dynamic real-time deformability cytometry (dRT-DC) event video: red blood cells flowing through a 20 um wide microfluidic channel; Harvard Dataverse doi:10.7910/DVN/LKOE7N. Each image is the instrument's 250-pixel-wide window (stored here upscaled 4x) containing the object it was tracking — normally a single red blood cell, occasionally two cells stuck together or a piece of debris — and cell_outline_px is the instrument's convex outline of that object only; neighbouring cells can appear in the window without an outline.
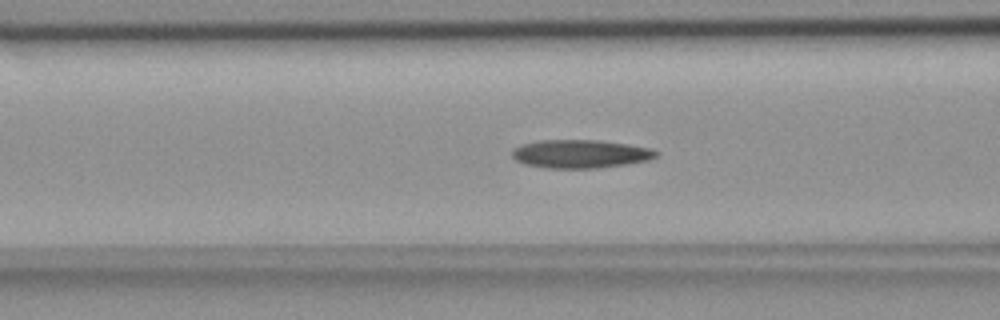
{"species": "common noctule bat (a hibernating species)", "species_latin": "Nyctalus noctula", "temperature_condition": "room temperature", "stored_images_in_passage": 56, "camera_frame_rate_fps": 3000, "um_per_image_px": 0.085, "animal": {"sex": "female", "body_mass_g": 18.4}, "frame": {"image": 1, "passage_image": 21, "time_ms": 6.667, "image_size_px": [1000, 320], "cell_outline_px": [[660, 152], [656, 156], [648, 160], [628, 164], [596, 168], [548, 168], [524, 164], [516, 160], [512, 156], [512, 148], [524, 144], [540, 140], [600, 140], [628, 144], [648, 148]], "centroid_in_image_um": [49.33, 13.08], "position_along_channel_um": 117.3, "area_um2": 23.76}}
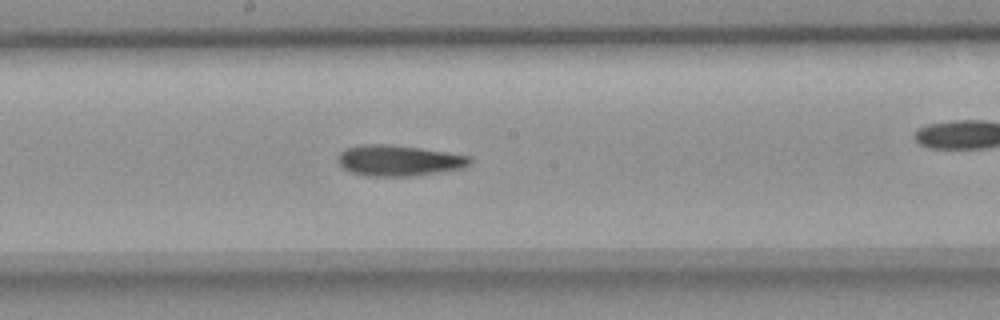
{"frame": {"image": 2, "passage_image": 29, "time_ms": 9.333, "image_size_px": [1000, 320], "cell_outline_px": [[472, 164], [464, 168], [440, 172], [412, 176], [368, 176], [352, 172], [344, 168], [336, 160], [336, 156], [344, 148], [360, 144], [388, 144], [420, 148], [472, 156]], "centroid_in_image_um": [33.9, 13.64], "position_along_channel_um": 214.3, "area_um2": 23.99}}
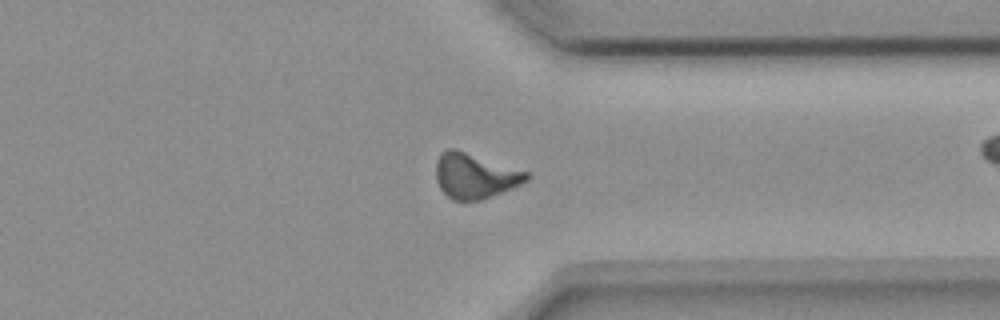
{"frame": {"image": 3, "passage_image": 42, "time_ms": 13.667, "image_size_px": [1000, 320], "cell_outline_px": [[532, 176], [528, 180], [512, 188], [492, 196], [480, 200], [452, 200], [440, 188], [436, 180], [436, 160], [440, 152], [448, 148], [456, 148], [528, 172]], "centroid_in_image_um": [40.35, 14.93], "position_along_channel_um": 371.0, "area_um2": 23.93}, "authors_computed_cell_mechanics": {"area_um2": 23.1778, "velocity_mm_per_s": 3.6574, "shape_relaxation_time_tau1_ms": null, "shape_relaxation_time_tau2_ms": 8.4869, "deformation_change_tau1": null, "deformation_change_tau2": 0.1971}}